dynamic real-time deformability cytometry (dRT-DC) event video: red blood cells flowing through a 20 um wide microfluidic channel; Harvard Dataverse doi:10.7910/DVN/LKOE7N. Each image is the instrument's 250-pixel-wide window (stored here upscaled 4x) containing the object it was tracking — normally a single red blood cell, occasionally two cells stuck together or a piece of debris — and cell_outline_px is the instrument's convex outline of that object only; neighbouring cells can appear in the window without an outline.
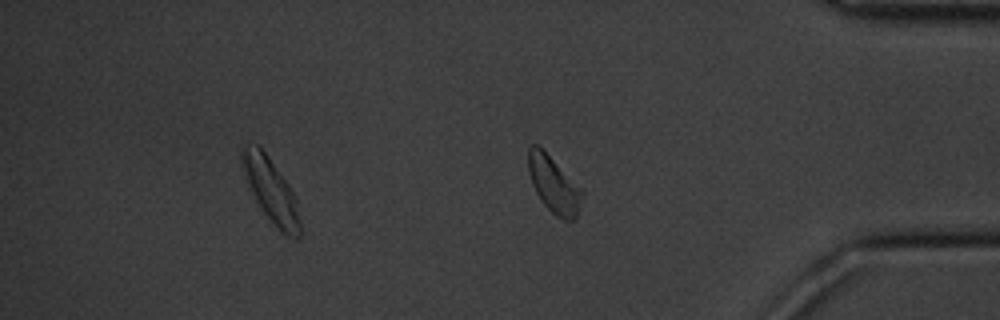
{"species": "common noctule bat (a hibernating species)", "species_latin": "Nyctalus noctula", "temperature_condition": "cold", "stored_images_in_passage": 42, "segment_of_instrument_passage": [2, 2], "camera_frame_rate_fps": 3000, "um_per_image_px": 0.085, "animal": {"sex": "male", "body_mass_g": 20.1, "forearm_length_mm": 53.5}, "frame": {"image": 1, "passage_image": 42, "time_ms": 13.667, "image_size_px": [1000, 320], "cell_outline_px": [[584, 192], [576, 220], [564, 220], [556, 216], [540, 200], [532, 184], [528, 172], [528, 148], [532, 144], [536, 144]], "centroid_in_image_um": [47.06, 15.75], "position_along_channel_um": 388.1, "area_um2": 17.22}}